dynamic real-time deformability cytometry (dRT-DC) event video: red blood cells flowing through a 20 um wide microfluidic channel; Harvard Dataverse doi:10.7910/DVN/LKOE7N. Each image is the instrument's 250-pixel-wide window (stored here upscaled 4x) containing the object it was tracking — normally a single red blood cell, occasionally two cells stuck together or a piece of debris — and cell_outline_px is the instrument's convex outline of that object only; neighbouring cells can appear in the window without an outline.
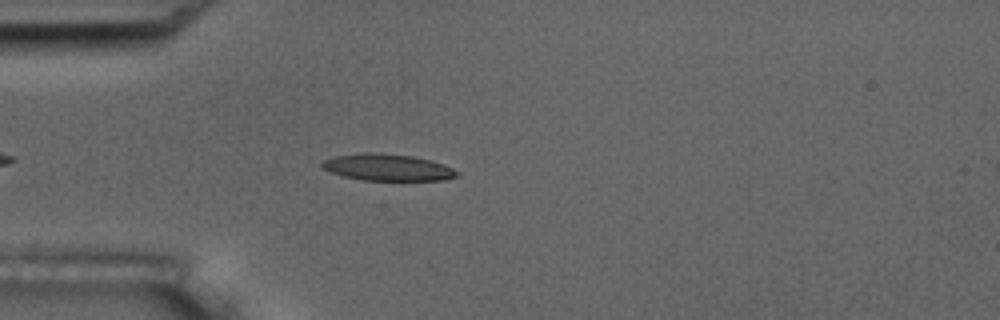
{"species": "common noctule bat (a hibernating species)", "species_latin": "Nyctalus noctula", "temperature_condition": "room temperature", "stored_images_in_passage": 2, "camera_frame_rate_fps": 3000, "um_per_image_px": 0.085, "animal": {"sex": "male", "body_mass_g": 17.5, "forearm_length_mm": 52.3}, "frame": {"image": 1, "passage_image": 1, "time_ms": 0.0, "image_size_px": [1000, 320], "cell_outline_px": [[460, 172], [456, 176], [444, 180], [364, 180], [344, 176], [320, 168], [320, 164], [324, 160], [332, 156], [364, 152], [380, 152], [412, 156], [444, 164]], "centroid_in_image_um": [32.9, 14.21], "position_along_channel_um": 52.1, "area_um2": 21.04}}